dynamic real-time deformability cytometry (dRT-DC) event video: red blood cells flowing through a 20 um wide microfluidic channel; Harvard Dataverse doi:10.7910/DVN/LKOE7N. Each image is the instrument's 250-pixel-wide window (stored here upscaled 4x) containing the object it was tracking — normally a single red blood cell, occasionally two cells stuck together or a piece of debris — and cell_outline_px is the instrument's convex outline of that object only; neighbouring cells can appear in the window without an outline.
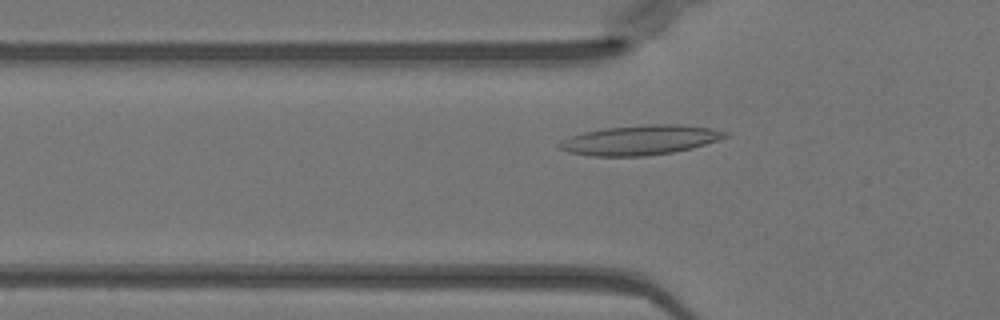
{"species": "Egyptian fruit bat (a non-hibernating species)", "species_latin": "Rousettus aegyptiacus", "temperature_condition": "warm", "stored_images_in_passage": 47, "camera_frame_rate_fps": 3000, "um_per_image_px": 0.085, "animal": {"sex": "female"}, "frame": {"image": 1, "passage_image": 15, "time_ms": 4.667, "image_size_px": [1000, 320], "cell_outline_px": [[732, 132], [728, 136], [692, 148], [672, 152], [644, 156], [592, 156], [568, 152], [560, 148], [556, 144], [572, 136], [584, 132], [608, 128], [644, 124], [680, 124], [712, 128]], "centroid_in_image_um": [54.46, 11.9], "position_along_channel_um": 71.3, "area_um2": 28.55}}
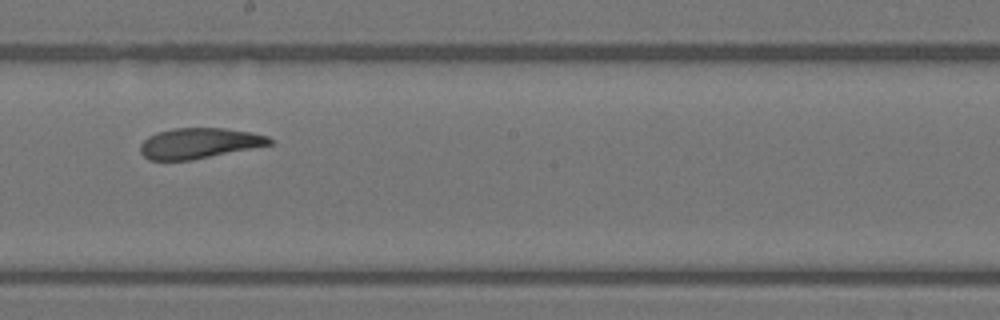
{"frame": {"image": 2, "passage_image": 27, "time_ms": 8.667, "image_size_px": [1000, 320], "cell_outline_px": [[276, 140], [272, 144], [192, 160], [148, 160], [140, 152], [140, 144], [148, 136], [156, 132], [176, 128], [224, 128], [248, 132], [268, 136]], "centroid_in_image_um": [16.91, 12.17], "position_along_channel_um": 231.3, "area_um2": 22.95}}
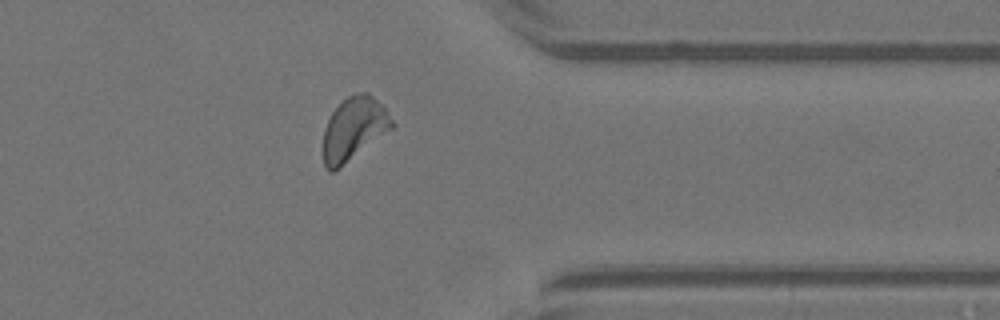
{"frame": {"image": 3, "passage_image": 39, "time_ms": 12.667, "image_size_px": [1000, 320], "cell_outline_px": [[396, 124], [392, 128], [340, 168], [332, 172], [328, 172], [324, 164], [324, 128], [332, 112], [348, 96], [356, 92], [368, 92], [384, 108]], "centroid_in_image_um": [30.07, 10.96], "position_along_channel_um": 381.3, "area_um2": 24.91}, "authors_computed_cell_mechanics": {"area_um2": 24.3916, "velocity_mm_per_s": 3.9685, "shape_relaxation_time_tau1_ms": 4.6261, "shape_relaxation_time_tau2_ms": 1.6234, "deformation_change_tau1": 0.1497, "deformation_change_tau2": 0.0789}}